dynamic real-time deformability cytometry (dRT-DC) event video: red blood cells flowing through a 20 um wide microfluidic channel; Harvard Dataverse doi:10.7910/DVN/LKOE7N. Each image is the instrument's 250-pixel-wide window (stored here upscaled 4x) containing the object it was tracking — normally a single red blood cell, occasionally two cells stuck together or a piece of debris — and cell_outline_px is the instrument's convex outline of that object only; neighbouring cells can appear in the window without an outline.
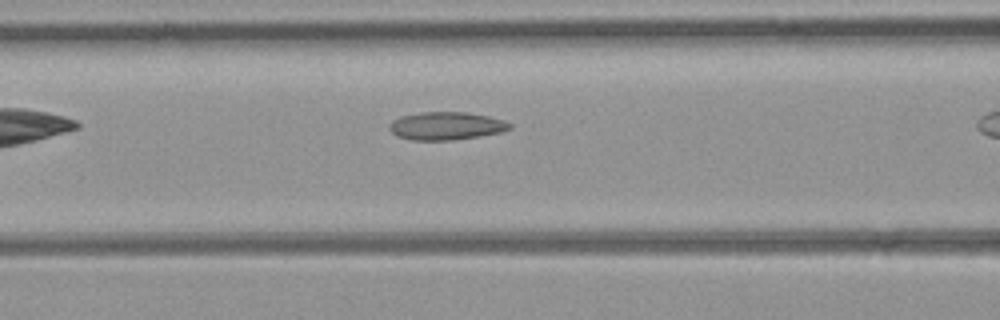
{"species": "common noctule bat (a hibernating species)", "species_latin": "Nyctalus noctula", "temperature_condition": "room temperature", "stored_images_in_passage": 14, "camera_frame_rate_fps": 3000, "um_per_image_px": 0.085, "animal": {"sex": "female", "body_mass_g": 21.9}, "frame": {"image": 1, "passage_image": 7, "time_ms": 2.0, "image_size_px": [1000, 320], "cell_outline_px": [[512, 128], [504, 132], [480, 136], [452, 140], [412, 140], [396, 136], [388, 128], [388, 124], [392, 120], [400, 116], [424, 112], [468, 112], [488, 116], [504, 120], [512, 124]], "centroid_in_image_um": [37.94, 10.7], "position_along_channel_um": 128.7, "area_um2": 19.83}}
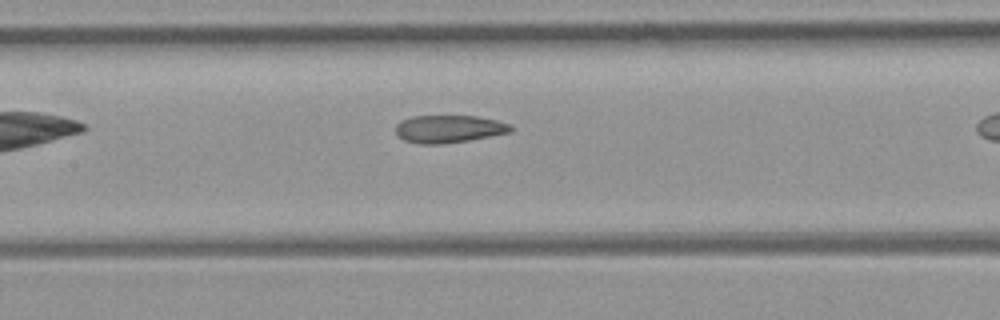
{"frame": {"image": 2, "passage_image": 10, "time_ms": 3.0, "image_size_px": [1000, 320], "cell_outline_px": [[512, 132], [468, 140], [440, 144], [420, 144], [404, 140], [396, 136], [396, 124], [400, 120], [412, 116], [476, 116], [496, 120], [512, 124]], "centroid_in_image_um": [38.13, 10.95], "position_along_channel_um": 169.3, "area_um2": 18.61}}